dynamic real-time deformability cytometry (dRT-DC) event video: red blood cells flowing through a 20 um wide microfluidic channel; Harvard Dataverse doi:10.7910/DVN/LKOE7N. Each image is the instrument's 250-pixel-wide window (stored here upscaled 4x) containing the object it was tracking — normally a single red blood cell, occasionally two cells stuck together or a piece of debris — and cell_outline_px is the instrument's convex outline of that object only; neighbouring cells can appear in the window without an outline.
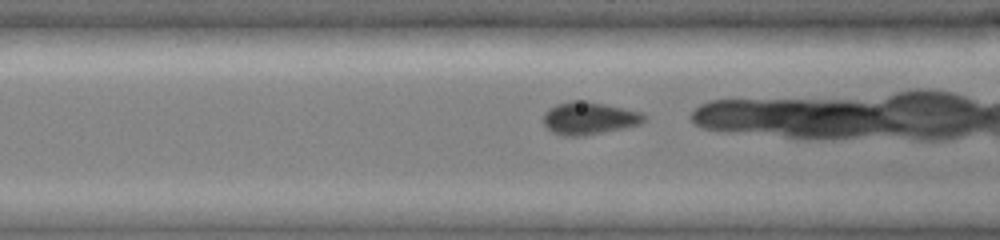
{"species": "common noctule bat (a hibernating species)", "species_latin": "Nyctalus noctula", "temperature_condition": "cold", "stored_images_in_passage": 26, "camera_frame_rate_fps": 3000, "um_per_image_px": 0.085, "animal": {"sex": "female", "body_mass_g": 19.0, "forearm_length_mm": 51.5}, "frame": {"image": 1, "passage_image": 4, "time_ms": 1.0, "image_size_px": [1000, 240], "cell_outline_px": [[648, 120], [640, 124], [624, 128], [584, 136], [564, 136], [552, 132], [544, 124], [544, 112], [548, 108], [556, 104], [572, 100], [584, 100], [644, 112], [648, 116]], "centroid_in_image_um": [50.12, 10.04], "position_along_channel_um": 116.5, "area_um2": 19.42}}
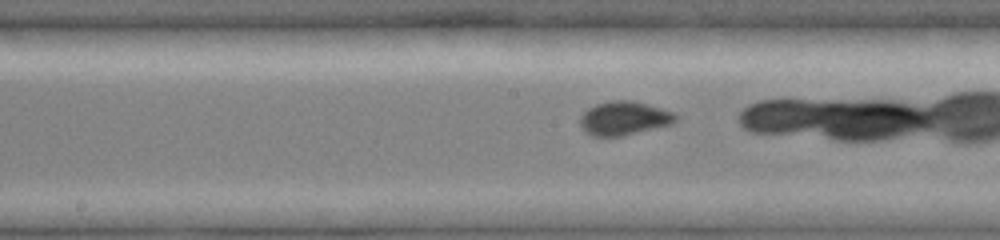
{"frame": {"image": 2, "passage_image": 10, "time_ms": 3.0, "image_size_px": [1000, 240], "cell_outline_px": [[680, 120], [672, 124], [620, 136], [592, 136], [580, 124], [580, 116], [588, 108], [596, 104], [608, 100], [632, 100], [676, 112], [680, 116]], "centroid_in_image_um": [53.11, 10.03], "position_along_channel_um": 195.1, "area_um2": 18.9}}
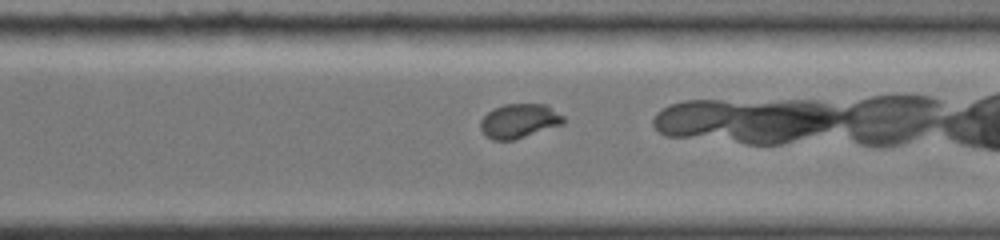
{"frame": {"image": 3, "passage_image": 20, "time_ms": 6.333, "image_size_px": [1000, 240], "cell_outline_px": [[568, 120], [564, 124], [512, 140], [492, 140], [480, 128], [480, 120], [492, 108], [504, 104], [544, 104], [564, 116]], "centroid_in_image_um": [44.15, 10.27], "position_along_channel_um": 326.5, "area_um2": 16.53}}